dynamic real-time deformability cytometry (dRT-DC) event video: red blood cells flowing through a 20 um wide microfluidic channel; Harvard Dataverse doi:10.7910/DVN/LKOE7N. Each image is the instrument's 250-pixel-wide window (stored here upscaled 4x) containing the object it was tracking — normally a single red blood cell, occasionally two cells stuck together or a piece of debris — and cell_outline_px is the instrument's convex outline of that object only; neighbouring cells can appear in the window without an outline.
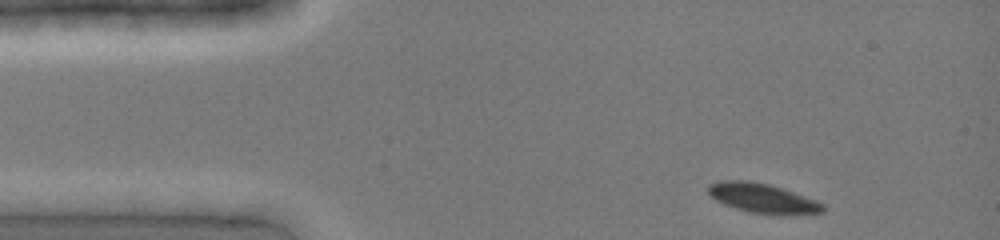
{"species": "common noctule bat (a hibernating species)", "species_latin": "Nyctalus noctula", "temperature_condition": "cold", "stored_images_in_passage": 29, "camera_frame_rate_fps": 3000, "um_per_image_px": 0.085, "animal": {"sex": "female", "body_mass_g": 19.0, "forearm_length_mm": 51.5}, "frame": {"image": 1, "passage_image": 1, "time_ms": 0.0, "image_size_px": [1000, 240], "cell_outline_px": [[824, 212], [780, 216], [748, 212], [724, 204], [716, 200], [708, 192], [708, 184], [720, 180], [748, 180], [768, 184], [816, 200], [824, 204]], "centroid_in_image_um": [64.82, 16.86], "position_along_channel_um": 20.2, "area_um2": 19.83}}
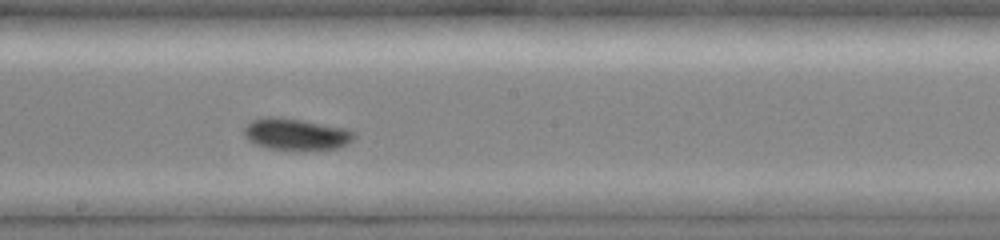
{"frame": {"image": 2, "passage_image": 19, "time_ms": 6.0, "image_size_px": [1000, 240], "cell_outline_px": [[356, 136], [348, 144], [340, 148], [268, 148], [256, 144], [248, 140], [244, 136], [244, 128], [252, 120], [268, 116], [276, 116], [348, 128], [356, 132]], "centroid_in_image_um": [25.19, 11.37], "position_along_channel_um": 223.0, "area_um2": 19.88}}
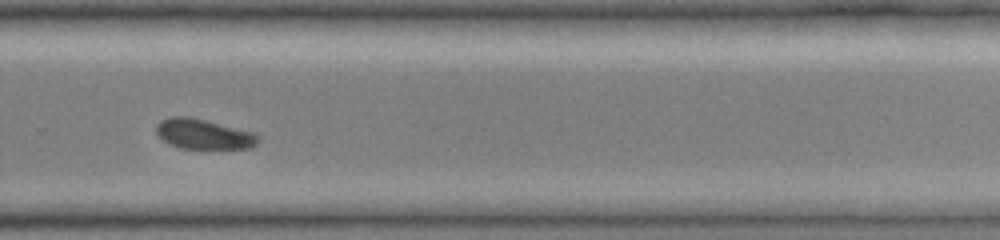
{"frame": {"image": 3, "passage_image": 25, "time_ms": 8.0, "image_size_px": [1000, 240], "cell_outline_px": [[260, 140], [252, 148], [180, 148], [168, 144], [156, 132], [156, 124], [160, 120], [172, 116], [188, 116], [256, 132], [260, 136]], "centroid_in_image_um": [17.33, 11.39], "position_along_channel_um": 312.5, "area_um2": 17.98}}